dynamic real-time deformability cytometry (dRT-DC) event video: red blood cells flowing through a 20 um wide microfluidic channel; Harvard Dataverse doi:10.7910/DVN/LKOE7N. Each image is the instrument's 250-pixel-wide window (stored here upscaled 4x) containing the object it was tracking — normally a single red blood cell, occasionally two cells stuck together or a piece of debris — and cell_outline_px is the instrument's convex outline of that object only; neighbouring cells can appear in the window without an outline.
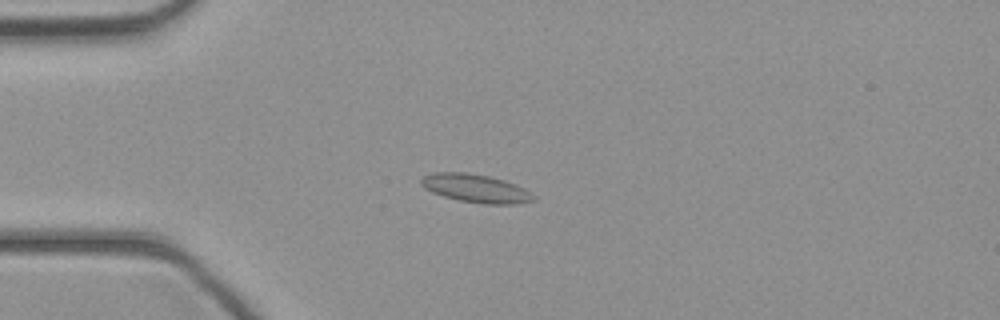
{"species": "common noctule bat (a hibernating species)", "species_latin": "Nyctalus noctula", "temperature_condition": "cold", "stored_images_in_passage": 36, "camera_frame_rate_fps": 3000, "um_per_image_px": 0.085, "animal": {"sex": "female", "body_mass_g": 21.9}, "frame": {"image": 1, "passage_image": 3, "time_ms": 0.667, "image_size_px": [1000, 320], "cell_outline_px": [[536, 200], [516, 204], [484, 204], [460, 200], [444, 196], [432, 192], [424, 188], [420, 184], [420, 180], [424, 176], [432, 172], [468, 172], [488, 176], [504, 180], [516, 184], [524, 188], [536, 196]], "centroid_in_image_um": [40.45, 16.0], "position_along_channel_um": 44.5, "area_um2": 18.61}}
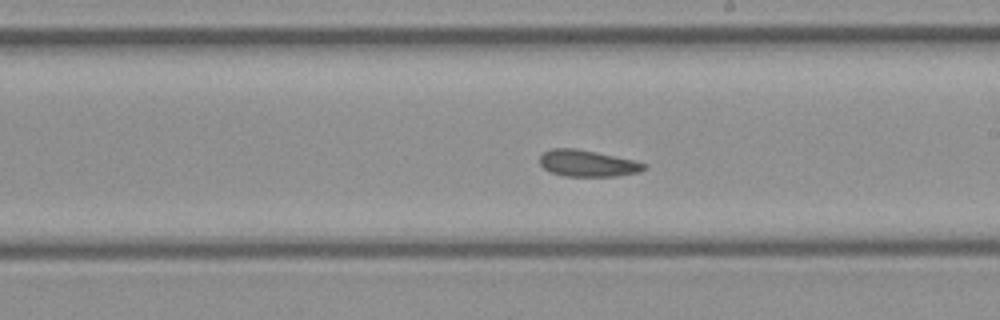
{"frame": {"image": 2, "passage_image": 17, "time_ms": 5.333, "image_size_px": [1000, 320], "cell_outline_px": [[648, 168], [640, 172], [616, 176], [564, 176], [552, 172], [544, 168], [540, 164], [540, 156], [544, 152], [552, 148], [572, 148], [596, 152], [632, 160], [648, 164]], "centroid_in_image_um": [49.96, 13.89], "position_along_channel_um": 239.0, "area_um2": 16.01}}
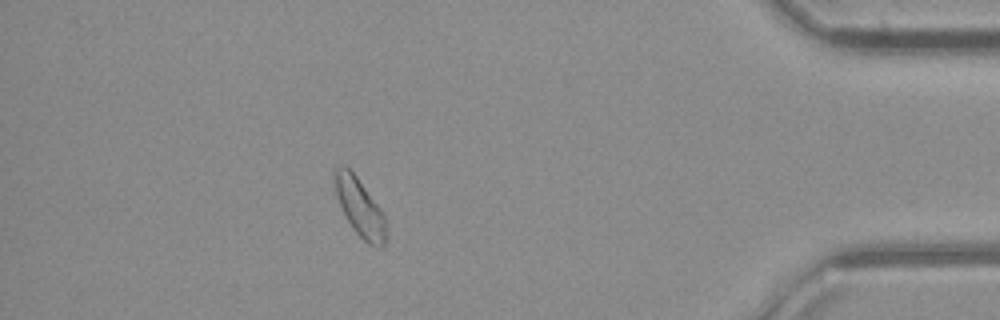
{"frame": {"image": 3, "passage_image": 31, "time_ms": 10.0, "image_size_px": [1000, 320], "cell_outline_px": [[388, 236], [384, 248], [380, 248], [368, 244], [352, 228], [336, 196], [332, 180], [332, 172], [340, 164], [344, 164], [356, 176], [380, 208], [388, 220]], "centroid_in_image_um": [30.61, 17.65], "position_along_channel_um": 404.6, "area_um2": 17.86}}